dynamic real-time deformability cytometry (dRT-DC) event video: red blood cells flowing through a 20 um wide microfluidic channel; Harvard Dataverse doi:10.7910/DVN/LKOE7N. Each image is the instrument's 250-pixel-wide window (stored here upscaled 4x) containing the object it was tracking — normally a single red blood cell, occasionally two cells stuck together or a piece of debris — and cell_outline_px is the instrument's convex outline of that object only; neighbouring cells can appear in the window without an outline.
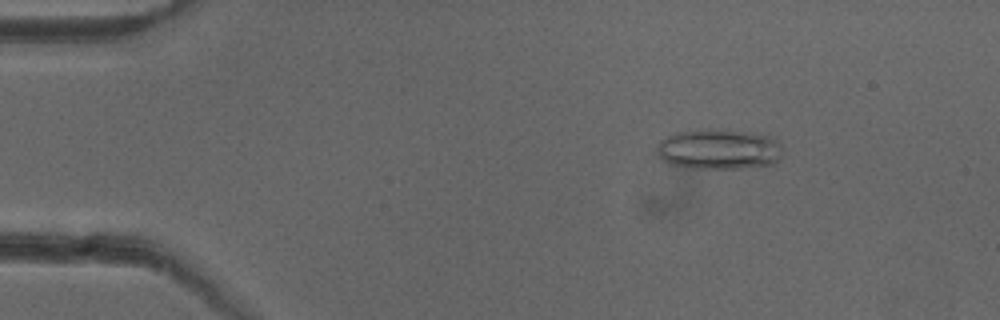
{"species": "common noctule bat (a hibernating species)", "species_latin": "Nyctalus noctula", "temperature_condition": "cold", "stored_images_in_passage": 46, "camera_frame_rate_fps": 3000, "um_per_image_px": 0.085, "animal": {"sex": "female"}, "frame": {"image": 1, "passage_image": 8, "time_ms": 2.333, "image_size_px": [1000, 320], "cell_outline_px": [[784, 152], [772, 164], [740, 168], [692, 168], [672, 164], [664, 160], [660, 156], [656, 148], [656, 144], [660, 140], [676, 132], [708, 128], [712, 128], [752, 132], [776, 136]], "centroid_in_image_um": [61.15, 12.65], "position_along_channel_um": 23.9, "area_um2": 29.94}}
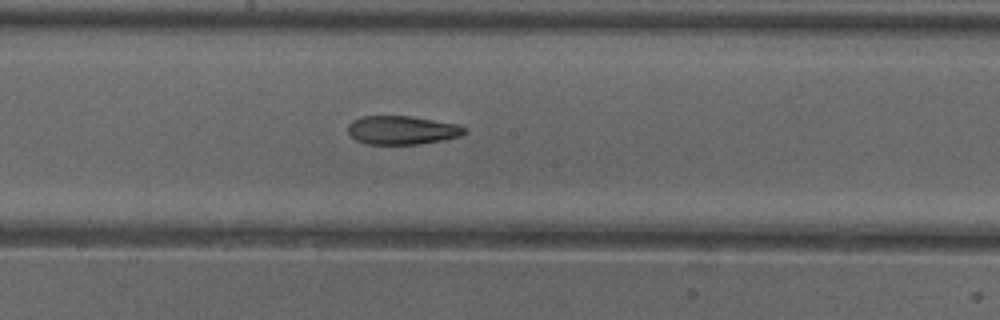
{"frame": {"image": 2, "passage_image": 28, "time_ms": 9.0, "image_size_px": [1000, 320], "cell_outline_px": [[468, 132], [460, 136], [444, 140], [420, 144], [364, 144], [356, 140], [348, 132], [348, 124], [352, 120], [360, 116], [408, 116], [460, 124], [468, 128]], "centroid_in_image_um": [34.21, 11.06], "position_along_channel_um": 214.0, "area_um2": 19.71}}
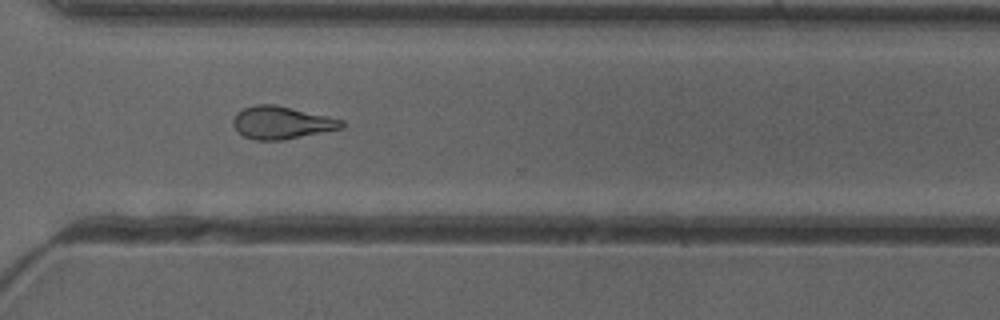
{"frame": {"image": 3, "passage_image": 38, "time_ms": 12.333, "image_size_px": [1000, 320], "cell_outline_px": [[344, 128], [284, 140], [256, 140], [244, 136], [236, 132], [232, 124], [232, 120], [236, 112], [244, 108], [256, 104], [276, 104], [344, 120]], "centroid_in_image_um": [23.91, 10.42], "position_along_channel_um": 346.7, "area_um2": 20.87}, "authors_computed_cell_mechanics": {"area_um2": 21.0681, "velocity_mm_per_s": 4.0003, "shape_relaxation_time_tau1_ms": null, "shape_relaxation_time_tau2_ms": 3.1343, "deformation_change_tau1": null, "deformation_change_tau2": 0.1096}}